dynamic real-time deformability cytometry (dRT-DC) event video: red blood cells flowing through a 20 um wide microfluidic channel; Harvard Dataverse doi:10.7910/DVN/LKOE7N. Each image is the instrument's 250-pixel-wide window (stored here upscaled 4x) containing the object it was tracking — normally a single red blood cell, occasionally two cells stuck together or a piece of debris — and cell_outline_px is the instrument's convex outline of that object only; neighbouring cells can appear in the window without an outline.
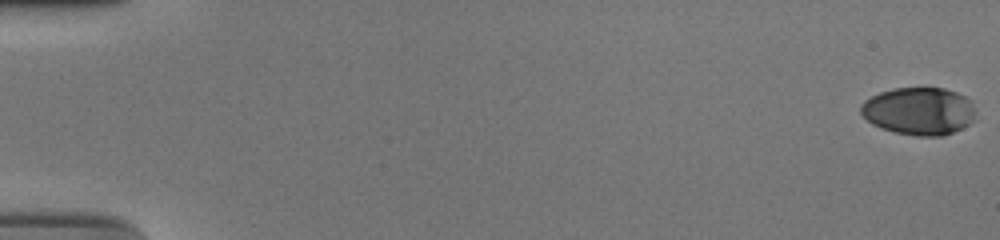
{"species": "human", "species_latin": "Homo sapiens", "temperature_condition": "cold", "stored_images_in_passage": 56, "camera_frame_rate_fps": 3000, "um_per_image_px": 0.085, "donor": {"sex": "male"}, "frame": {"image": 1, "passage_image": 1, "time_ms": 0.0, "image_size_px": [1000, 240], "cell_outline_px": [[976, 112], [972, 120], [968, 124], [944, 136], [916, 136], [896, 132], [880, 128], [872, 124], [860, 112], [860, 104], [864, 100], [880, 92], [892, 88], [944, 88], [956, 92], [972, 100], [976, 108]], "centroid_in_image_um": [78.11, 9.43], "position_along_channel_um": 6.9, "area_um2": 32.02}}
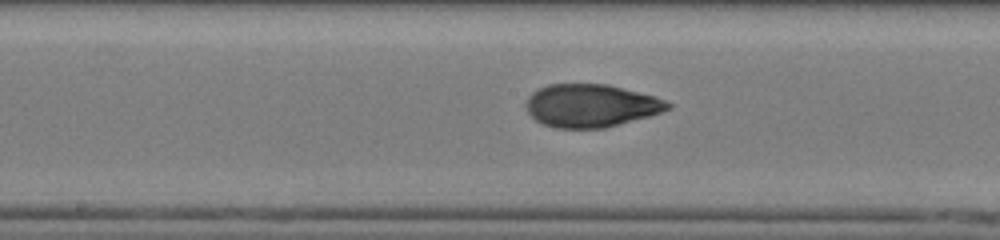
{"frame": {"image": 2, "passage_image": 31, "time_ms": 10.0, "image_size_px": [1000, 240], "cell_outline_px": [[672, 108], [648, 116], [604, 128], [556, 128], [544, 124], [536, 120], [528, 112], [524, 104], [528, 96], [532, 92], [548, 84], [608, 84], [656, 96], [672, 104]], "centroid_in_image_um": [50.22, 8.97], "position_along_channel_um": 198.0, "area_um2": 35.43}}
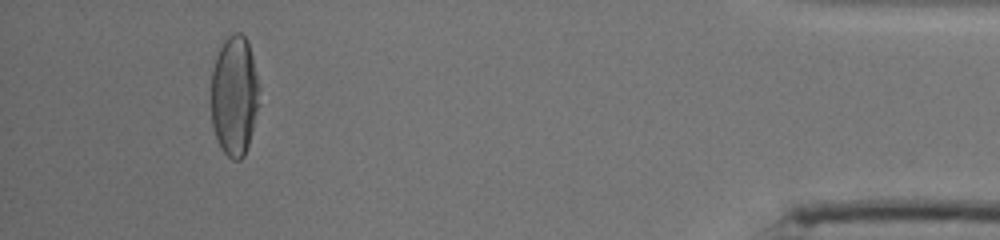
{"frame": {"image": 3, "passage_image": 53, "time_ms": 17.333, "image_size_px": [1000, 240], "cell_outline_px": [[260, 88], [252, 128], [248, 144], [244, 156], [240, 160], [232, 160], [220, 148], [212, 124], [212, 68], [216, 56], [224, 40], [232, 32], [240, 32], [248, 40]], "centroid_in_image_um": [19.91, 8.1], "position_along_channel_um": 415.3, "area_um2": 33.41}, "authors_computed_cell_mechanics": {"area_um2": 34.2754, "velocity_mm_per_s": 3.7568, "shape_relaxation_time_tau1_ms": 5.8147, "shape_relaxation_time_tau2_ms": 1.0044, "deformation_change_tau1": 0.2296, "deformation_change_tau2": 0.0582}}